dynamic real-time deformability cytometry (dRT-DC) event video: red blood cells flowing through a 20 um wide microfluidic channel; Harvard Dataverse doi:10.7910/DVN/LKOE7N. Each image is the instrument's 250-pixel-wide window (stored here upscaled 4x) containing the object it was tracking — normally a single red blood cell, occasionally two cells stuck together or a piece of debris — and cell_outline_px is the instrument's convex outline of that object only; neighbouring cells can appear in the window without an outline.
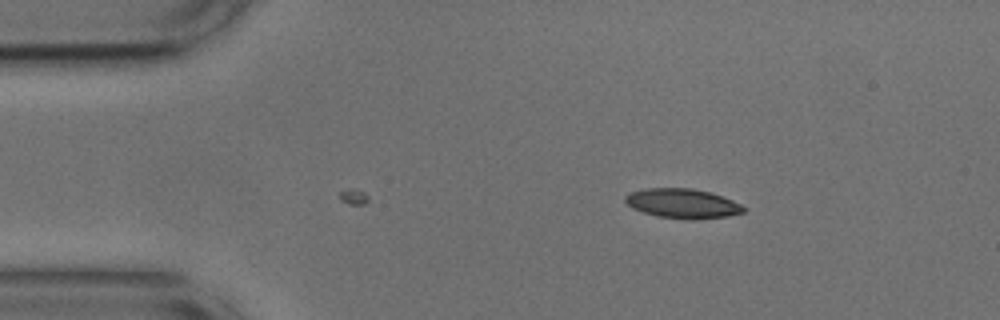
{"species": "common noctule bat (a hibernating species)", "species_latin": "Nyctalus noctula", "temperature_condition": "cold", "stored_images_in_passage": 13, "camera_frame_rate_fps": 3000, "um_per_image_px": 0.085, "animal": {"sex": "male", "body_mass_g": 17.9, "forearm_length_mm": 54.2}, "frame": {"image": 1, "passage_image": 13, "time_ms": 4.0, "image_size_px": [1000, 320], "cell_outline_px": [[744, 212], [728, 216], [692, 220], [656, 216], [632, 208], [624, 200], [624, 196], [628, 192], [644, 188], [692, 188], [708, 192], [732, 200], [740, 204], [744, 208]], "centroid_in_image_um": [57.96, 17.29], "position_along_channel_um": 27.0, "area_um2": 20.35}}